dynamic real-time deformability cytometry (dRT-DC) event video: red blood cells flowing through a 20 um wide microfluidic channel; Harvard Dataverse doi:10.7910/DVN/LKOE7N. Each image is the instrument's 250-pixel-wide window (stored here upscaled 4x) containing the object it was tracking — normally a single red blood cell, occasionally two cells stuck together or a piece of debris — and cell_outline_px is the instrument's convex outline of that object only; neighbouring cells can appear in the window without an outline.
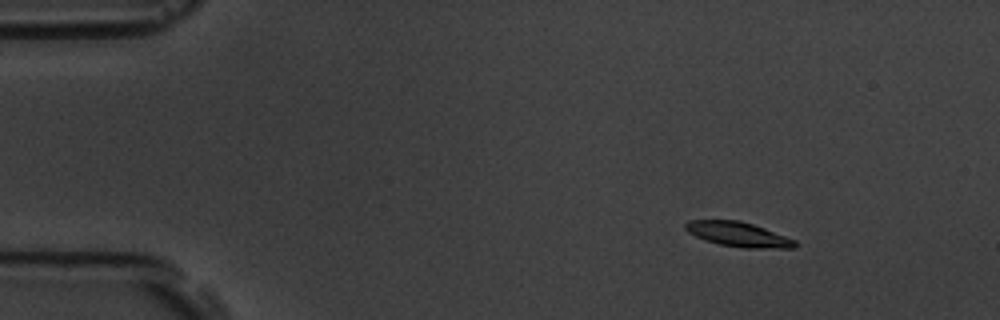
{"species": "common noctule bat (a hibernating species)", "species_latin": "Nyctalus noctula", "temperature_condition": "room temperature", "stored_images_in_passage": 6, "camera_frame_rate_fps": 3000, "um_per_image_px": 0.085, "animal": {"sex": "male", "body_mass_g": 19.5, "forearm_length_mm": 54.6}, "frame": {"image": 1, "passage_image": 3, "time_ms": 2.333, "image_size_px": [1000, 320], "cell_outline_px": [[800, 244], [796, 248], [744, 248], [720, 244], [704, 240], [688, 232], [684, 228], [684, 224], [688, 220], [740, 220], [764, 228], [796, 240]], "centroid_in_image_um": [62.77, 19.92], "position_along_channel_um": 22.2, "area_um2": 15.84}}
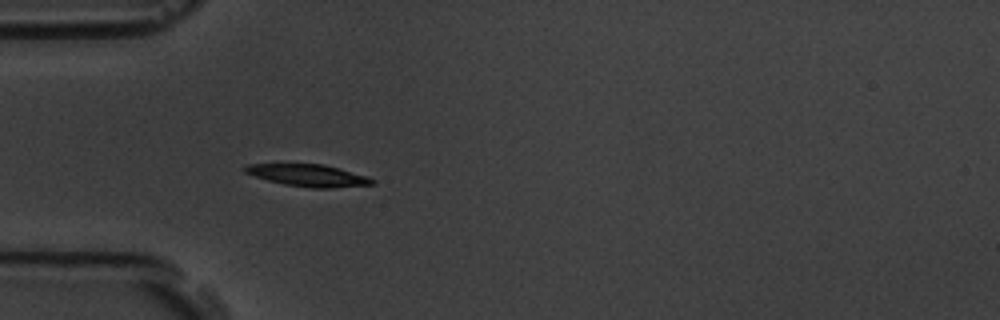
{"frame": {"image": 2, "passage_image": 6, "time_ms": 5.667, "image_size_px": [1000, 320], "cell_outline_px": [[376, 184], [332, 188], [312, 188], [284, 184], [268, 180], [244, 172], [244, 168], [248, 164], [324, 164], [340, 168], [368, 176], [376, 180]], "centroid_in_image_um": [26.28, 14.91], "position_along_channel_um": 58.7, "area_um2": 16.36}}